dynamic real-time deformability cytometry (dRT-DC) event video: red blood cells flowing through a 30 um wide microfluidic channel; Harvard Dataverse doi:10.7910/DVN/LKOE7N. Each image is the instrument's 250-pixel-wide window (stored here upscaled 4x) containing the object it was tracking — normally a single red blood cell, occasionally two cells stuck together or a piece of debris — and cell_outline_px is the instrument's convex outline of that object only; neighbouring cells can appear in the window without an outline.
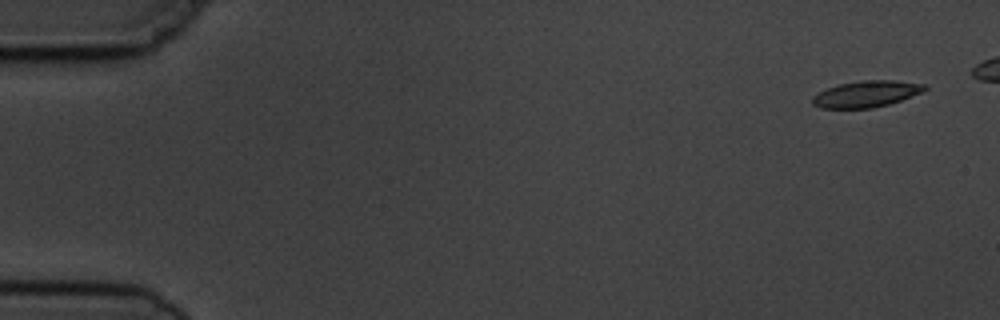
{"species": "common noctule bat (a hibernating species)", "species_latin": "Nyctalus noctula", "temperature_condition": "cold", "stored_images_in_passage": 5, "camera_frame_rate_fps": 3000, "um_per_image_px": 0.085, "animal": {"sex": "male", "body_mass_g": 19.5, "forearm_length_mm": 54.6}, "frame": {"image": 1, "passage_image": 1, "time_ms": 0.0, "image_size_px": [1000, 320], "cell_outline_px": [[928, 88], [924, 92], [888, 104], [872, 108], [820, 108], [812, 104], [812, 96], [828, 88], [840, 84], [864, 80], [896, 80], [924, 84]], "centroid_in_image_um": [73.66, 7.99], "position_along_channel_um": 11.3, "area_um2": 17.17}}